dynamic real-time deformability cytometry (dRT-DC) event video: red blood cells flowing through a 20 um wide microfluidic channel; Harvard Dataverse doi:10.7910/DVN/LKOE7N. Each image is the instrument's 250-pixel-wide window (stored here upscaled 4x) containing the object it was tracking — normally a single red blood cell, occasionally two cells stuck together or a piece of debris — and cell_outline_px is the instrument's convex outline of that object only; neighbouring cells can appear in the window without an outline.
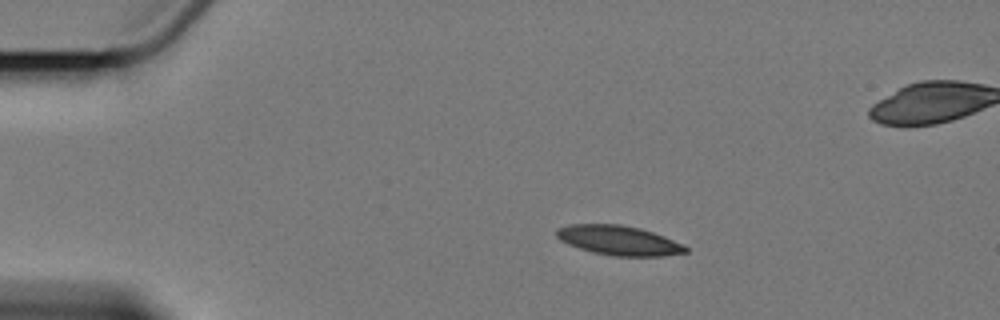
{"species": "Egyptian fruit bat (a non-hibernating species)", "species_latin": "Rousettus aegyptiacus", "temperature_condition": "cold", "stored_images_in_passage": 6, "camera_frame_rate_fps": 3000, "um_per_image_px": 0.085, "animal": {"sex": "female"}, "frame": {"image": 1, "passage_image": 3, "time_ms": 2.333, "image_size_px": [1000, 320], "cell_outline_px": [[688, 252], [664, 256], [612, 256], [592, 252], [568, 244], [560, 240], [556, 236], [556, 228], [568, 224], [620, 224], [640, 228], [664, 236], [684, 244], [688, 248]], "centroid_in_image_um": [52.6, 20.43], "position_along_channel_um": 32.4, "area_um2": 22.37}}
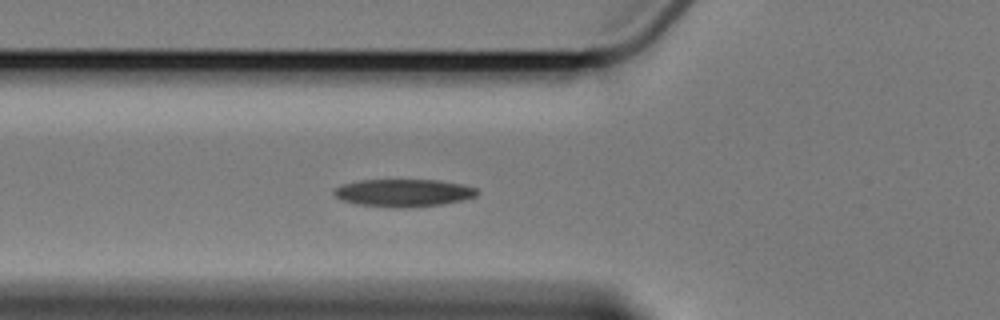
{"frame": {"image": 2, "passage_image": 6, "time_ms": 5.667, "image_size_px": [1000, 320], "cell_outline_px": [[480, 192], [476, 196], [464, 200], [444, 204], [408, 208], [392, 208], [356, 204], [340, 200], [332, 192], [340, 184], [360, 180], [440, 180], [464, 184], [476, 188]], "centroid_in_image_um": [34.32, 16.4], "position_along_channel_um": 91.5, "area_um2": 23.47}}